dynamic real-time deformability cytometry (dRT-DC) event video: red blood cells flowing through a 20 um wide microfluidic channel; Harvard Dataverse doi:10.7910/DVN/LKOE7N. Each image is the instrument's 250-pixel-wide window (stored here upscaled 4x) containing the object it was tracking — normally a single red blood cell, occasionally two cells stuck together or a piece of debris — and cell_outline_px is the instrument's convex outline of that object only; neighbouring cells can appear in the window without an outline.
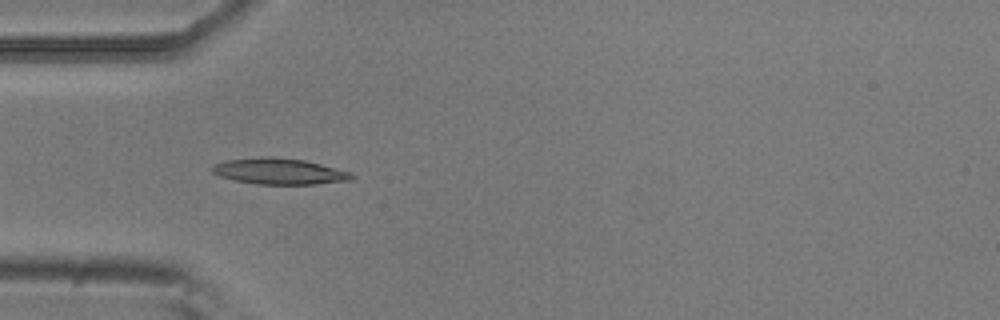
{"species": "common noctule bat (a hibernating species)", "species_latin": "Nyctalus noctula", "temperature_condition": "room temperature", "stored_images_in_passage": 7, "camera_frame_rate_fps": 3000, "um_per_image_px": 0.085, "animal": {"sex": "male", "body_mass_g": 20.5, "forearm_length_mm": 52.5}, "frame": {"image": 1, "passage_image": 5, "time_ms": 1.333, "image_size_px": [1000, 320], "cell_outline_px": [[356, 176], [352, 180], [316, 184], [256, 184], [236, 180], [220, 176], [212, 172], [208, 168], [212, 164], [228, 160], [260, 156], [268, 156], [304, 160], [352, 172]], "centroid_in_image_um": [23.73, 14.56], "position_along_channel_um": 61.3, "area_um2": 21.33}}
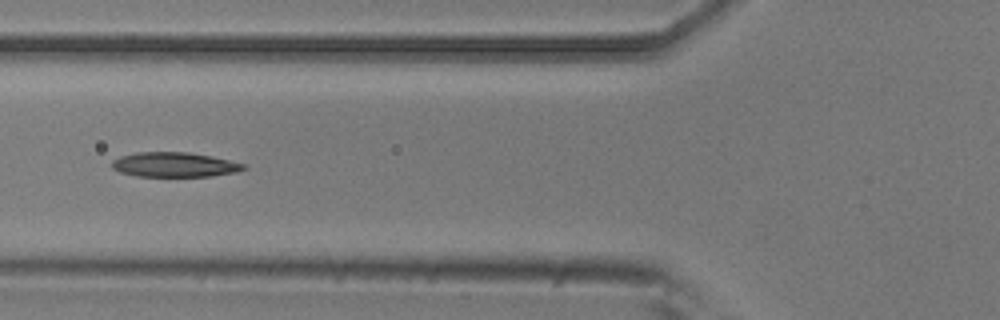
{"frame": {"image": 2, "passage_image": 6, "time_ms": 1.667, "image_size_px": [1000, 320], "cell_outline_px": [[248, 168], [236, 172], [212, 176], [136, 176], [120, 172], [112, 168], [112, 160], [120, 156], [136, 152], [188, 152], [212, 156], [244, 164]], "centroid_in_image_um": [14.82, 13.99], "position_along_channel_um": 111.0, "area_um2": 18.96}}
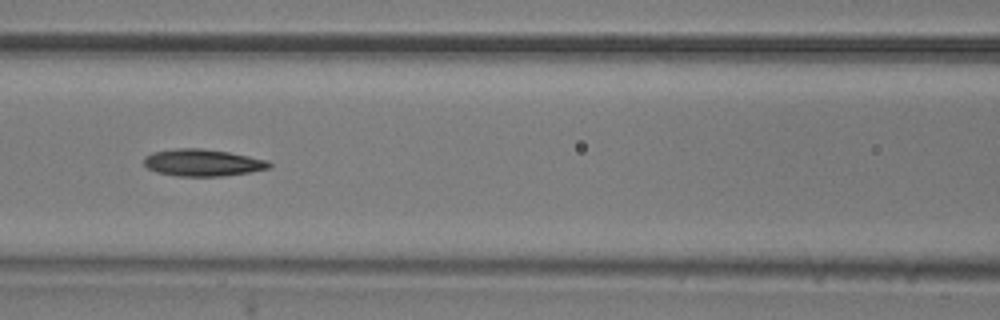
{"frame": {"image": 3, "passage_image": 7, "time_ms": 2.0, "image_size_px": [1000, 320], "cell_outline_px": [[272, 164], [268, 168], [248, 172], [224, 176], [176, 176], [156, 172], [148, 168], [144, 164], [144, 156], [152, 152], [180, 148], [200, 148], [228, 152], [268, 160]], "centroid_in_image_um": [17.19, 13.83], "position_along_channel_um": 149.4, "area_um2": 19.59}}